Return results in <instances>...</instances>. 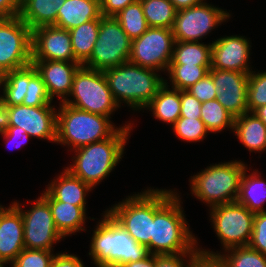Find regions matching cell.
I'll return each mask as SVG.
<instances>
[{
	"instance_id": "obj_11",
	"label": "cell",
	"mask_w": 266,
	"mask_h": 267,
	"mask_svg": "<svg viewBox=\"0 0 266 267\" xmlns=\"http://www.w3.org/2000/svg\"><path fill=\"white\" fill-rule=\"evenodd\" d=\"M175 39L171 29L148 27L132 40L129 62L156 71H167L172 59Z\"/></svg>"
},
{
	"instance_id": "obj_33",
	"label": "cell",
	"mask_w": 266,
	"mask_h": 267,
	"mask_svg": "<svg viewBox=\"0 0 266 267\" xmlns=\"http://www.w3.org/2000/svg\"><path fill=\"white\" fill-rule=\"evenodd\" d=\"M200 119L211 133H220L226 127L234 130L235 117L217 99L202 102Z\"/></svg>"
},
{
	"instance_id": "obj_27",
	"label": "cell",
	"mask_w": 266,
	"mask_h": 267,
	"mask_svg": "<svg viewBox=\"0 0 266 267\" xmlns=\"http://www.w3.org/2000/svg\"><path fill=\"white\" fill-rule=\"evenodd\" d=\"M247 169L242 174L236 201L253 213L266 212L263 208L266 202V182L261 179L258 170L247 175Z\"/></svg>"
},
{
	"instance_id": "obj_48",
	"label": "cell",
	"mask_w": 266,
	"mask_h": 267,
	"mask_svg": "<svg viewBox=\"0 0 266 267\" xmlns=\"http://www.w3.org/2000/svg\"><path fill=\"white\" fill-rule=\"evenodd\" d=\"M21 0H0V19L18 16Z\"/></svg>"
},
{
	"instance_id": "obj_49",
	"label": "cell",
	"mask_w": 266,
	"mask_h": 267,
	"mask_svg": "<svg viewBox=\"0 0 266 267\" xmlns=\"http://www.w3.org/2000/svg\"><path fill=\"white\" fill-rule=\"evenodd\" d=\"M10 104L0 97V134L7 132L10 127Z\"/></svg>"
},
{
	"instance_id": "obj_24",
	"label": "cell",
	"mask_w": 266,
	"mask_h": 267,
	"mask_svg": "<svg viewBox=\"0 0 266 267\" xmlns=\"http://www.w3.org/2000/svg\"><path fill=\"white\" fill-rule=\"evenodd\" d=\"M65 0H21L19 16L32 30L55 25L57 13Z\"/></svg>"
},
{
	"instance_id": "obj_10",
	"label": "cell",
	"mask_w": 266,
	"mask_h": 267,
	"mask_svg": "<svg viewBox=\"0 0 266 267\" xmlns=\"http://www.w3.org/2000/svg\"><path fill=\"white\" fill-rule=\"evenodd\" d=\"M210 222L223 250L248 246L255 213L237 201L210 208Z\"/></svg>"
},
{
	"instance_id": "obj_53",
	"label": "cell",
	"mask_w": 266,
	"mask_h": 267,
	"mask_svg": "<svg viewBox=\"0 0 266 267\" xmlns=\"http://www.w3.org/2000/svg\"><path fill=\"white\" fill-rule=\"evenodd\" d=\"M8 71L2 66V64L0 63V86L4 83V81L6 80Z\"/></svg>"
},
{
	"instance_id": "obj_44",
	"label": "cell",
	"mask_w": 266,
	"mask_h": 267,
	"mask_svg": "<svg viewBox=\"0 0 266 267\" xmlns=\"http://www.w3.org/2000/svg\"><path fill=\"white\" fill-rule=\"evenodd\" d=\"M136 0H100L101 15L104 17H114L121 10Z\"/></svg>"
},
{
	"instance_id": "obj_25",
	"label": "cell",
	"mask_w": 266,
	"mask_h": 267,
	"mask_svg": "<svg viewBox=\"0 0 266 267\" xmlns=\"http://www.w3.org/2000/svg\"><path fill=\"white\" fill-rule=\"evenodd\" d=\"M233 133L250 152L266 149V126L254 113H244L234 119Z\"/></svg>"
},
{
	"instance_id": "obj_31",
	"label": "cell",
	"mask_w": 266,
	"mask_h": 267,
	"mask_svg": "<svg viewBox=\"0 0 266 267\" xmlns=\"http://www.w3.org/2000/svg\"><path fill=\"white\" fill-rule=\"evenodd\" d=\"M199 251L208 255H219L227 267H266V255L249 246L233 247L225 250L224 254L200 249V247Z\"/></svg>"
},
{
	"instance_id": "obj_30",
	"label": "cell",
	"mask_w": 266,
	"mask_h": 267,
	"mask_svg": "<svg viewBox=\"0 0 266 267\" xmlns=\"http://www.w3.org/2000/svg\"><path fill=\"white\" fill-rule=\"evenodd\" d=\"M75 59L83 64L91 55L99 33V20H90L69 30Z\"/></svg>"
},
{
	"instance_id": "obj_29",
	"label": "cell",
	"mask_w": 266,
	"mask_h": 267,
	"mask_svg": "<svg viewBox=\"0 0 266 267\" xmlns=\"http://www.w3.org/2000/svg\"><path fill=\"white\" fill-rule=\"evenodd\" d=\"M212 43L175 41L169 65L211 66Z\"/></svg>"
},
{
	"instance_id": "obj_40",
	"label": "cell",
	"mask_w": 266,
	"mask_h": 267,
	"mask_svg": "<svg viewBox=\"0 0 266 267\" xmlns=\"http://www.w3.org/2000/svg\"><path fill=\"white\" fill-rule=\"evenodd\" d=\"M248 246L266 255V212L255 213L252 236Z\"/></svg>"
},
{
	"instance_id": "obj_9",
	"label": "cell",
	"mask_w": 266,
	"mask_h": 267,
	"mask_svg": "<svg viewBox=\"0 0 266 267\" xmlns=\"http://www.w3.org/2000/svg\"><path fill=\"white\" fill-rule=\"evenodd\" d=\"M141 192L126 197L107 211L136 242L147 246L150 253L152 221L154 220V189L148 188Z\"/></svg>"
},
{
	"instance_id": "obj_18",
	"label": "cell",
	"mask_w": 266,
	"mask_h": 267,
	"mask_svg": "<svg viewBox=\"0 0 266 267\" xmlns=\"http://www.w3.org/2000/svg\"><path fill=\"white\" fill-rule=\"evenodd\" d=\"M244 36L231 35L212 41L211 69L249 74L251 43Z\"/></svg>"
},
{
	"instance_id": "obj_23",
	"label": "cell",
	"mask_w": 266,
	"mask_h": 267,
	"mask_svg": "<svg viewBox=\"0 0 266 267\" xmlns=\"http://www.w3.org/2000/svg\"><path fill=\"white\" fill-rule=\"evenodd\" d=\"M101 17L100 0H65L58 9L54 26L70 30Z\"/></svg>"
},
{
	"instance_id": "obj_13",
	"label": "cell",
	"mask_w": 266,
	"mask_h": 267,
	"mask_svg": "<svg viewBox=\"0 0 266 267\" xmlns=\"http://www.w3.org/2000/svg\"><path fill=\"white\" fill-rule=\"evenodd\" d=\"M22 214L25 249L53 251V245L65 239L57 230L49 204L40 196L29 210L12 203Z\"/></svg>"
},
{
	"instance_id": "obj_34",
	"label": "cell",
	"mask_w": 266,
	"mask_h": 267,
	"mask_svg": "<svg viewBox=\"0 0 266 267\" xmlns=\"http://www.w3.org/2000/svg\"><path fill=\"white\" fill-rule=\"evenodd\" d=\"M114 17L131 40L140 37L148 29L140 0L129 4Z\"/></svg>"
},
{
	"instance_id": "obj_43",
	"label": "cell",
	"mask_w": 266,
	"mask_h": 267,
	"mask_svg": "<svg viewBox=\"0 0 266 267\" xmlns=\"http://www.w3.org/2000/svg\"><path fill=\"white\" fill-rule=\"evenodd\" d=\"M180 117L185 118H200L201 117V106L200 102L187 90L180 91Z\"/></svg>"
},
{
	"instance_id": "obj_45",
	"label": "cell",
	"mask_w": 266,
	"mask_h": 267,
	"mask_svg": "<svg viewBox=\"0 0 266 267\" xmlns=\"http://www.w3.org/2000/svg\"><path fill=\"white\" fill-rule=\"evenodd\" d=\"M7 144H10L12 141L14 144V148H20L23 144L29 141L30 136L26 133V131L17 126H10L4 134H1ZM18 140V141H17Z\"/></svg>"
},
{
	"instance_id": "obj_50",
	"label": "cell",
	"mask_w": 266,
	"mask_h": 267,
	"mask_svg": "<svg viewBox=\"0 0 266 267\" xmlns=\"http://www.w3.org/2000/svg\"><path fill=\"white\" fill-rule=\"evenodd\" d=\"M120 267H155V255L149 254L144 259L135 262H127Z\"/></svg>"
},
{
	"instance_id": "obj_19",
	"label": "cell",
	"mask_w": 266,
	"mask_h": 267,
	"mask_svg": "<svg viewBox=\"0 0 266 267\" xmlns=\"http://www.w3.org/2000/svg\"><path fill=\"white\" fill-rule=\"evenodd\" d=\"M32 63L42 77L50 99L53 101L57 96L61 103L64 102L71 92L75 73L82 64L59 60H32Z\"/></svg>"
},
{
	"instance_id": "obj_8",
	"label": "cell",
	"mask_w": 266,
	"mask_h": 267,
	"mask_svg": "<svg viewBox=\"0 0 266 267\" xmlns=\"http://www.w3.org/2000/svg\"><path fill=\"white\" fill-rule=\"evenodd\" d=\"M132 40L115 17L102 16L99 33L90 57L82 66L104 71L129 61Z\"/></svg>"
},
{
	"instance_id": "obj_4",
	"label": "cell",
	"mask_w": 266,
	"mask_h": 267,
	"mask_svg": "<svg viewBox=\"0 0 266 267\" xmlns=\"http://www.w3.org/2000/svg\"><path fill=\"white\" fill-rule=\"evenodd\" d=\"M154 69L125 62L103 71L111 93L119 106L122 102L132 110H143L165 84ZM161 76V77H160Z\"/></svg>"
},
{
	"instance_id": "obj_15",
	"label": "cell",
	"mask_w": 266,
	"mask_h": 267,
	"mask_svg": "<svg viewBox=\"0 0 266 267\" xmlns=\"http://www.w3.org/2000/svg\"><path fill=\"white\" fill-rule=\"evenodd\" d=\"M213 78L217 101L235 118L248 112V79L249 74L210 69Z\"/></svg>"
},
{
	"instance_id": "obj_21",
	"label": "cell",
	"mask_w": 266,
	"mask_h": 267,
	"mask_svg": "<svg viewBox=\"0 0 266 267\" xmlns=\"http://www.w3.org/2000/svg\"><path fill=\"white\" fill-rule=\"evenodd\" d=\"M40 196L49 204L55 226L66 237L75 232L86 231V210L81 206L55 200L46 190Z\"/></svg>"
},
{
	"instance_id": "obj_6",
	"label": "cell",
	"mask_w": 266,
	"mask_h": 267,
	"mask_svg": "<svg viewBox=\"0 0 266 267\" xmlns=\"http://www.w3.org/2000/svg\"><path fill=\"white\" fill-rule=\"evenodd\" d=\"M246 165L241 160H231L208 166L200 173L191 176V194L203 203H207L209 208L235 202Z\"/></svg>"
},
{
	"instance_id": "obj_5",
	"label": "cell",
	"mask_w": 266,
	"mask_h": 267,
	"mask_svg": "<svg viewBox=\"0 0 266 267\" xmlns=\"http://www.w3.org/2000/svg\"><path fill=\"white\" fill-rule=\"evenodd\" d=\"M110 118L59 102L56 144L67 145L74 151L76 148L103 141L120 128L115 127Z\"/></svg>"
},
{
	"instance_id": "obj_28",
	"label": "cell",
	"mask_w": 266,
	"mask_h": 267,
	"mask_svg": "<svg viewBox=\"0 0 266 267\" xmlns=\"http://www.w3.org/2000/svg\"><path fill=\"white\" fill-rule=\"evenodd\" d=\"M37 73L33 63L8 71L6 80L0 86L3 95H0L10 106L21 105L27 91L29 80ZM2 87V88H1Z\"/></svg>"
},
{
	"instance_id": "obj_36",
	"label": "cell",
	"mask_w": 266,
	"mask_h": 267,
	"mask_svg": "<svg viewBox=\"0 0 266 267\" xmlns=\"http://www.w3.org/2000/svg\"><path fill=\"white\" fill-rule=\"evenodd\" d=\"M175 135L187 142H200L209 133L204 122L200 118L179 117L172 125Z\"/></svg>"
},
{
	"instance_id": "obj_46",
	"label": "cell",
	"mask_w": 266,
	"mask_h": 267,
	"mask_svg": "<svg viewBox=\"0 0 266 267\" xmlns=\"http://www.w3.org/2000/svg\"><path fill=\"white\" fill-rule=\"evenodd\" d=\"M79 256L67 253H56L50 267H85Z\"/></svg>"
},
{
	"instance_id": "obj_54",
	"label": "cell",
	"mask_w": 266,
	"mask_h": 267,
	"mask_svg": "<svg viewBox=\"0 0 266 267\" xmlns=\"http://www.w3.org/2000/svg\"><path fill=\"white\" fill-rule=\"evenodd\" d=\"M6 263L0 260V267H4Z\"/></svg>"
},
{
	"instance_id": "obj_17",
	"label": "cell",
	"mask_w": 266,
	"mask_h": 267,
	"mask_svg": "<svg viewBox=\"0 0 266 267\" xmlns=\"http://www.w3.org/2000/svg\"><path fill=\"white\" fill-rule=\"evenodd\" d=\"M32 60L78 62L72 50L69 30L42 26L32 30Z\"/></svg>"
},
{
	"instance_id": "obj_37",
	"label": "cell",
	"mask_w": 266,
	"mask_h": 267,
	"mask_svg": "<svg viewBox=\"0 0 266 267\" xmlns=\"http://www.w3.org/2000/svg\"><path fill=\"white\" fill-rule=\"evenodd\" d=\"M251 71L248 79V112L266 105V71Z\"/></svg>"
},
{
	"instance_id": "obj_20",
	"label": "cell",
	"mask_w": 266,
	"mask_h": 267,
	"mask_svg": "<svg viewBox=\"0 0 266 267\" xmlns=\"http://www.w3.org/2000/svg\"><path fill=\"white\" fill-rule=\"evenodd\" d=\"M21 212L13 205L0 211V260L12 264L25 248Z\"/></svg>"
},
{
	"instance_id": "obj_16",
	"label": "cell",
	"mask_w": 266,
	"mask_h": 267,
	"mask_svg": "<svg viewBox=\"0 0 266 267\" xmlns=\"http://www.w3.org/2000/svg\"><path fill=\"white\" fill-rule=\"evenodd\" d=\"M10 126H17L30 137L56 143L57 110L54 105L30 107L10 106Z\"/></svg>"
},
{
	"instance_id": "obj_26",
	"label": "cell",
	"mask_w": 266,
	"mask_h": 267,
	"mask_svg": "<svg viewBox=\"0 0 266 267\" xmlns=\"http://www.w3.org/2000/svg\"><path fill=\"white\" fill-rule=\"evenodd\" d=\"M168 84L167 80H165V84L146 105L145 109L152 111L156 119L173 125L180 117V90L170 89Z\"/></svg>"
},
{
	"instance_id": "obj_55",
	"label": "cell",
	"mask_w": 266,
	"mask_h": 267,
	"mask_svg": "<svg viewBox=\"0 0 266 267\" xmlns=\"http://www.w3.org/2000/svg\"><path fill=\"white\" fill-rule=\"evenodd\" d=\"M3 208H4V206H1V204H0V211H1Z\"/></svg>"
},
{
	"instance_id": "obj_12",
	"label": "cell",
	"mask_w": 266,
	"mask_h": 267,
	"mask_svg": "<svg viewBox=\"0 0 266 267\" xmlns=\"http://www.w3.org/2000/svg\"><path fill=\"white\" fill-rule=\"evenodd\" d=\"M230 16L229 12L204 1L193 7L178 10L171 30L175 41L200 42Z\"/></svg>"
},
{
	"instance_id": "obj_39",
	"label": "cell",
	"mask_w": 266,
	"mask_h": 267,
	"mask_svg": "<svg viewBox=\"0 0 266 267\" xmlns=\"http://www.w3.org/2000/svg\"><path fill=\"white\" fill-rule=\"evenodd\" d=\"M53 251L38 249H23L14 262L12 267H50L55 254Z\"/></svg>"
},
{
	"instance_id": "obj_47",
	"label": "cell",
	"mask_w": 266,
	"mask_h": 267,
	"mask_svg": "<svg viewBox=\"0 0 266 267\" xmlns=\"http://www.w3.org/2000/svg\"><path fill=\"white\" fill-rule=\"evenodd\" d=\"M191 267H227V265L219 255L199 252L193 259Z\"/></svg>"
},
{
	"instance_id": "obj_32",
	"label": "cell",
	"mask_w": 266,
	"mask_h": 267,
	"mask_svg": "<svg viewBox=\"0 0 266 267\" xmlns=\"http://www.w3.org/2000/svg\"><path fill=\"white\" fill-rule=\"evenodd\" d=\"M148 27L171 29L176 12L170 0H140Z\"/></svg>"
},
{
	"instance_id": "obj_2",
	"label": "cell",
	"mask_w": 266,
	"mask_h": 267,
	"mask_svg": "<svg viewBox=\"0 0 266 267\" xmlns=\"http://www.w3.org/2000/svg\"><path fill=\"white\" fill-rule=\"evenodd\" d=\"M98 221L90 241L89 255L97 267H120L146 258L147 246L140 244L106 210Z\"/></svg>"
},
{
	"instance_id": "obj_52",
	"label": "cell",
	"mask_w": 266,
	"mask_h": 267,
	"mask_svg": "<svg viewBox=\"0 0 266 267\" xmlns=\"http://www.w3.org/2000/svg\"><path fill=\"white\" fill-rule=\"evenodd\" d=\"M253 113H254L258 118H260V119L262 120V122H263V123L265 124V126H266V105L257 108Z\"/></svg>"
},
{
	"instance_id": "obj_14",
	"label": "cell",
	"mask_w": 266,
	"mask_h": 267,
	"mask_svg": "<svg viewBox=\"0 0 266 267\" xmlns=\"http://www.w3.org/2000/svg\"><path fill=\"white\" fill-rule=\"evenodd\" d=\"M32 31L20 16L0 19V63L7 71L32 63Z\"/></svg>"
},
{
	"instance_id": "obj_22",
	"label": "cell",
	"mask_w": 266,
	"mask_h": 267,
	"mask_svg": "<svg viewBox=\"0 0 266 267\" xmlns=\"http://www.w3.org/2000/svg\"><path fill=\"white\" fill-rule=\"evenodd\" d=\"M46 190L55 200L81 206L86 210V195L92 187L74 176L68 169L53 179Z\"/></svg>"
},
{
	"instance_id": "obj_38",
	"label": "cell",
	"mask_w": 266,
	"mask_h": 267,
	"mask_svg": "<svg viewBox=\"0 0 266 267\" xmlns=\"http://www.w3.org/2000/svg\"><path fill=\"white\" fill-rule=\"evenodd\" d=\"M51 103L52 100L48 95L45 83L43 82L42 77L36 73L29 80L22 104L30 107H38L51 105Z\"/></svg>"
},
{
	"instance_id": "obj_7",
	"label": "cell",
	"mask_w": 266,
	"mask_h": 267,
	"mask_svg": "<svg viewBox=\"0 0 266 267\" xmlns=\"http://www.w3.org/2000/svg\"><path fill=\"white\" fill-rule=\"evenodd\" d=\"M63 103L90 113L111 117L120 106L108 87L103 71L81 66L75 73L69 97Z\"/></svg>"
},
{
	"instance_id": "obj_41",
	"label": "cell",
	"mask_w": 266,
	"mask_h": 267,
	"mask_svg": "<svg viewBox=\"0 0 266 267\" xmlns=\"http://www.w3.org/2000/svg\"><path fill=\"white\" fill-rule=\"evenodd\" d=\"M200 102L214 100L217 98L212 76L208 73L204 78L197 81L187 89Z\"/></svg>"
},
{
	"instance_id": "obj_51",
	"label": "cell",
	"mask_w": 266,
	"mask_h": 267,
	"mask_svg": "<svg viewBox=\"0 0 266 267\" xmlns=\"http://www.w3.org/2000/svg\"><path fill=\"white\" fill-rule=\"evenodd\" d=\"M170 1L174 5L175 9L178 11L181 9L190 8L195 5H198L204 2L205 0H170Z\"/></svg>"
},
{
	"instance_id": "obj_42",
	"label": "cell",
	"mask_w": 266,
	"mask_h": 267,
	"mask_svg": "<svg viewBox=\"0 0 266 267\" xmlns=\"http://www.w3.org/2000/svg\"><path fill=\"white\" fill-rule=\"evenodd\" d=\"M199 252L155 255V267H191ZM187 258V260L185 259ZM186 261V262H184ZM187 263V265L185 264Z\"/></svg>"
},
{
	"instance_id": "obj_35",
	"label": "cell",
	"mask_w": 266,
	"mask_h": 267,
	"mask_svg": "<svg viewBox=\"0 0 266 267\" xmlns=\"http://www.w3.org/2000/svg\"><path fill=\"white\" fill-rule=\"evenodd\" d=\"M211 69V66L197 65H169L167 71L171 88L187 90L197 81L204 78Z\"/></svg>"
},
{
	"instance_id": "obj_3",
	"label": "cell",
	"mask_w": 266,
	"mask_h": 267,
	"mask_svg": "<svg viewBox=\"0 0 266 267\" xmlns=\"http://www.w3.org/2000/svg\"><path fill=\"white\" fill-rule=\"evenodd\" d=\"M132 123L121 126L111 137L75 150L73 164L66 167L74 176L96 187L123 158L124 147L132 130Z\"/></svg>"
},
{
	"instance_id": "obj_1",
	"label": "cell",
	"mask_w": 266,
	"mask_h": 267,
	"mask_svg": "<svg viewBox=\"0 0 266 267\" xmlns=\"http://www.w3.org/2000/svg\"><path fill=\"white\" fill-rule=\"evenodd\" d=\"M181 201L175 189H154L150 254L200 252L196 237L189 230Z\"/></svg>"
}]
</instances>
